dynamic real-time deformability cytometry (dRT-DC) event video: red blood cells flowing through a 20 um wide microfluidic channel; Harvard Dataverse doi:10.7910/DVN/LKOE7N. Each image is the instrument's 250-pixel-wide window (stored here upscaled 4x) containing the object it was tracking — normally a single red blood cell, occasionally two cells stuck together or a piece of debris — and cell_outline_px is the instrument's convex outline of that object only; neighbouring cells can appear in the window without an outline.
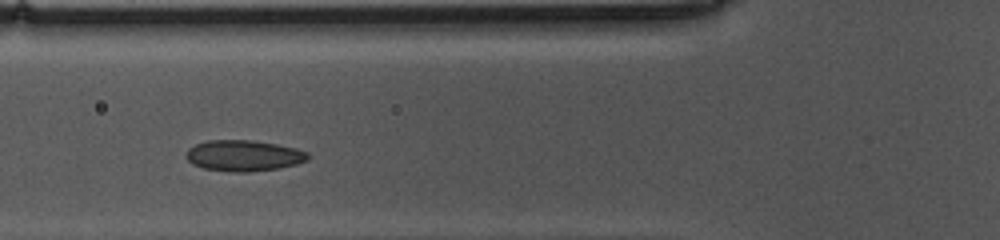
{"species": "common noctule bat (a hibernating species)", "species_latin": "Nyctalus noctula", "temperature_condition": "cold", "stored_images_in_passage": 18, "camera_frame_rate_fps": 3000, "um_per_image_px": 0.085, "animal": {"sex": "female", "body_mass_g": 10.0, "forearm_length_mm": 53.1}, "frame": {"image": 1, "passage_image": 8, "time_ms": 2.333, "image_size_px": [1000, 240], "cell_outline_px": [[308, 160], [296, 164], [276, 168], [248, 172], [232, 172], [204, 168], [192, 164], [184, 156], [188, 148], [196, 144], [208, 140], [252, 140], [276, 144], [296, 148], [308, 152]], "centroid_in_image_um": [20.68, 13.22], "position_along_channel_um": 105.1, "area_um2": 21.96}}
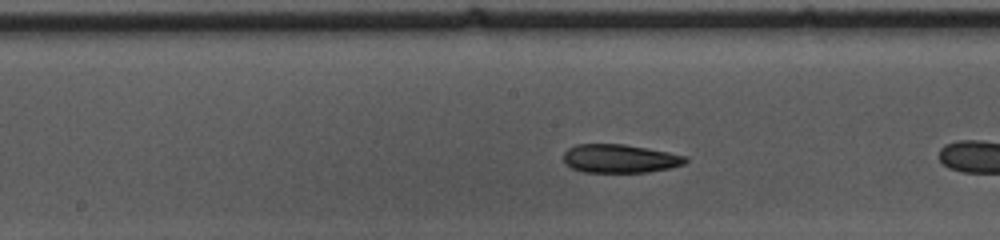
{"frame": {"image": 2, "passage_image": 13, "time_ms": 4.0, "image_size_px": [1000, 240], "cell_outline_px": [[688, 160], [684, 164], [668, 168], [648, 172], [584, 172], [572, 168], [564, 164], [564, 152], [568, 148], [576, 144], [624, 144], [648, 148], [668, 152], [684, 156]], "centroid_in_image_um": [52.65, 13.47], "position_along_channel_um": 195.6, "area_um2": 20.23}}